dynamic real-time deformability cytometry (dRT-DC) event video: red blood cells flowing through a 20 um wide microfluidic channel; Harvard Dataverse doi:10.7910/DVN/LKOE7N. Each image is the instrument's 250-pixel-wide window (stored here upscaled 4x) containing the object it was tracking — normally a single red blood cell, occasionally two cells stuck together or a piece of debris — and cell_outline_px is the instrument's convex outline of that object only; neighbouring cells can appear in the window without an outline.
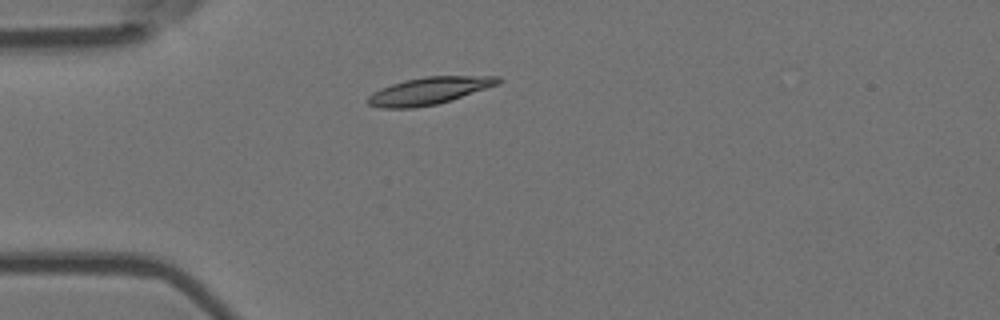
{"species": "Egyptian fruit bat (a non-hibernating species)", "species_latin": "Rousettus aegyptiacus", "temperature_condition": "room temperature", "stored_images_in_passage": 2, "camera_frame_rate_fps": 3000, "um_per_image_px": 0.085, "animal": {"sex": "female"}, "frame": {"image": 1, "passage_image": 2, "time_ms": 0.333, "image_size_px": [1000, 320], "cell_outline_px": [[500, 84], [452, 100], [436, 104], [412, 108], [380, 108], [368, 104], [364, 100], [372, 92], [380, 88], [404, 80], [424, 76], [500, 76]], "centroid_in_image_um": [36.44, 7.72], "position_along_channel_um": 48.6, "area_um2": 20.87}}